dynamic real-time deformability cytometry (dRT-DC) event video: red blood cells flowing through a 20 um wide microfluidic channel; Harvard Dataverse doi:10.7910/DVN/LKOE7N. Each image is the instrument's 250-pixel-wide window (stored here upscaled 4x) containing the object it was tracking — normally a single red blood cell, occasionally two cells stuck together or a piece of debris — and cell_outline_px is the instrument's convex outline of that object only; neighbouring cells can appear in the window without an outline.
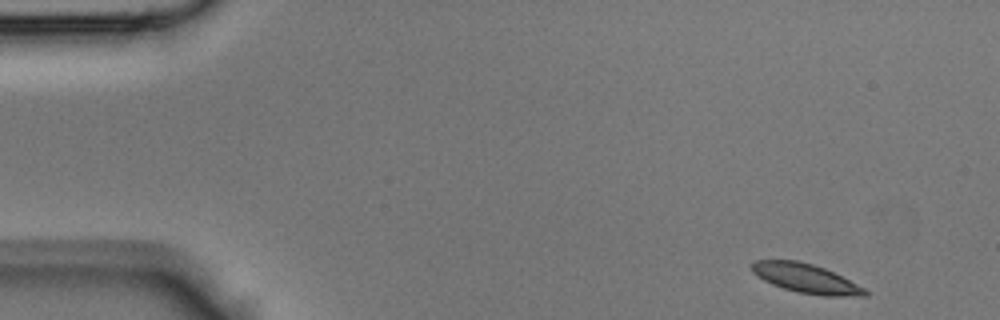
{"species": "Egyptian fruit bat (a non-hibernating species)", "species_latin": "Rousettus aegyptiacus", "temperature_condition": "room temperature", "stored_images_in_passage": 41, "camera_frame_rate_fps": 3000, "um_per_image_px": 0.085, "animal": {"sex": "male"}, "frame": {"image": 1, "passage_image": 1, "time_ms": 0.0, "image_size_px": [1000, 320], "cell_outline_px": [[872, 292], [868, 296], [824, 296], [796, 292], [772, 284], [764, 280], [752, 272], [752, 260], [796, 260], [812, 264], [824, 268]], "centroid_in_image_um": [68.51, 23.67], "position_along_channel_um": 16.5, "area_um2": 19.13}}
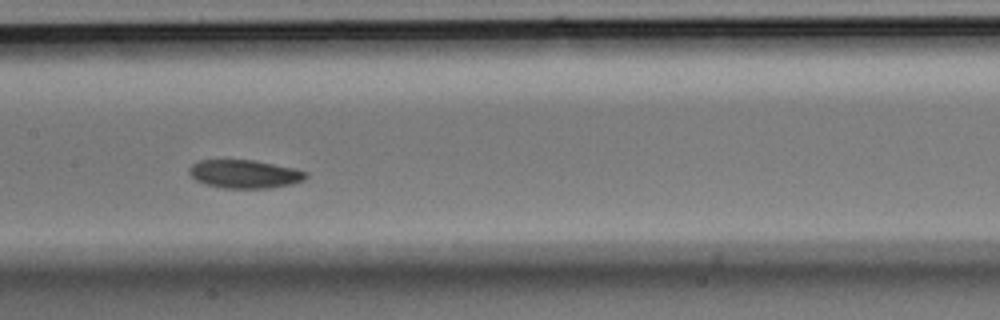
{"frame": {"image": 2, "passage_image": 19, "time_ms": 6.0, "image_size_px": [1000, 320], "cell_outline_px": [[308, 176], [304, 180], [292, 184], [268, 188], [220, 188], [204, 184], [196, 180], [188, 172], [188, 168], [192, 164], [200, 160], [256, 160], [292, 168], [308, 172]], "centroid_in_image_um": [20.78, 14.79], "position_along_channel_um": 186.6, "area_um2": 19.36}}
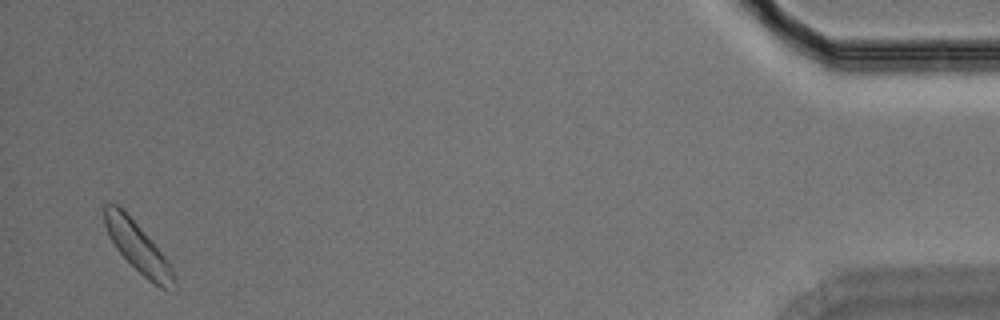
{"frame": {"image": 3, "passage_image": 40, "time_ms": 13.0, "image_size_px": [1000, 320], "cell_outline_px": [[176, 288], [160, 288], [148, 280], [116, 248], [108, 236], [104, 224], [104, 204], [116, 204], [136, 224], [172, 264], [176, 276]], "centroid_in_image_um": [11.75, 21.07], "position_along_channel_um": 423.4, "area_um2": 19.71}}